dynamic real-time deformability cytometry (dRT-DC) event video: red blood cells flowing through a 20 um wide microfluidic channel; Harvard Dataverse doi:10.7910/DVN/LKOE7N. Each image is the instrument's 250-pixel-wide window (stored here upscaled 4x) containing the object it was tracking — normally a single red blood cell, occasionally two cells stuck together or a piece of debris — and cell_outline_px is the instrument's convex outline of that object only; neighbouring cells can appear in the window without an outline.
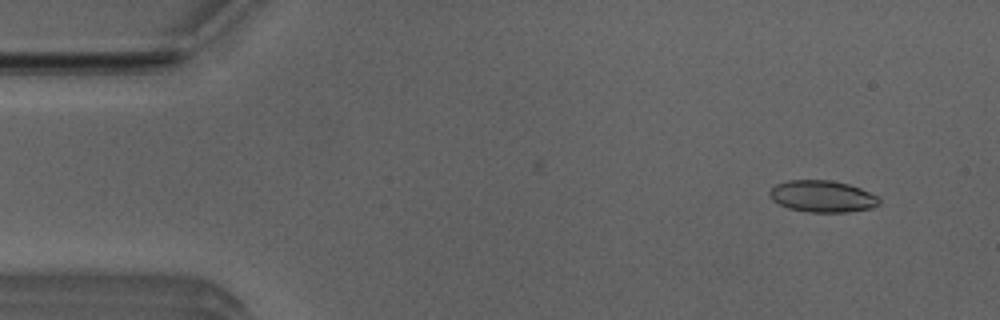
{"species": "Egyptian fruit bat (a non-hibernating species)", "species_latin": "Rousettus aegyptiacus", "temperature_condition": "room temperature", "stored_images_in_passage": 5, "camera_frame_rate_fps": 3000, "um_per_image_px": 0.085, "animal": {"sex": "male"}, "frame": {"image": 1, "passage_image": 2, "time_ms": 0.333, "image_size_px": [1000, 320], "cell_outline_px": [[880, 204], [872, 208], [848, 212], [808, 212], [788, 208], [772, 200], [768, 196], [768, 192], [776, 184], [788, 180], [832, 180], [848, 184], [860, 188], [880, 196]], "centroid_in_image_um": [69.92, 16.69], "position_along_channel_um": 15.1, "area_um2": 20.46}}